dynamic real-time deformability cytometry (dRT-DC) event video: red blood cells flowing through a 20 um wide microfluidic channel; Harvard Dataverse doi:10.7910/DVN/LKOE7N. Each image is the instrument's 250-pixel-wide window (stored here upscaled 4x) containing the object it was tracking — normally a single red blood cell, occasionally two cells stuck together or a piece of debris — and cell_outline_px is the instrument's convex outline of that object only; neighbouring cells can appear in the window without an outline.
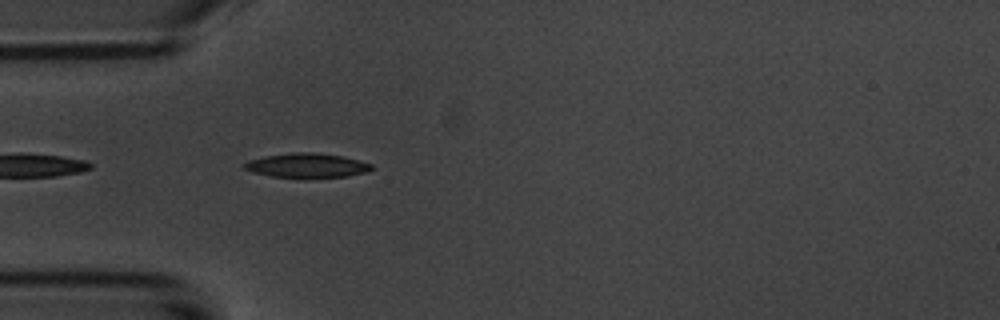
{"species": "common noctule bat (a hibernating species)", "species_latin": "Nyctalus noctula", "temperature_condition": "room temperature", "stored_images_in_passage": 3, "camera_frame_rate_fps": 3000, "um_per_image_px": 0.085, "animal": {"sex": "male", "body_mass_g": 20.1, "forearm_length_mm": 53.5}, "frame": {"image": 1, "passage_image": 3, "time_ms": 2.333, "image_size_px": [1000, 320], "cell_outline_px": [[372, 168], [364, 172], [348, 176], [272, 176], [252, 172], [244, 168], [240, 164], [248, 160], [264, 156], [292, 152], [316, 152], [340, 156], [372, 164]], "centroid_in_image_um": [25.99, 14.03], "position_along_channel_um": 59.0, "area_um2": 17.51}}